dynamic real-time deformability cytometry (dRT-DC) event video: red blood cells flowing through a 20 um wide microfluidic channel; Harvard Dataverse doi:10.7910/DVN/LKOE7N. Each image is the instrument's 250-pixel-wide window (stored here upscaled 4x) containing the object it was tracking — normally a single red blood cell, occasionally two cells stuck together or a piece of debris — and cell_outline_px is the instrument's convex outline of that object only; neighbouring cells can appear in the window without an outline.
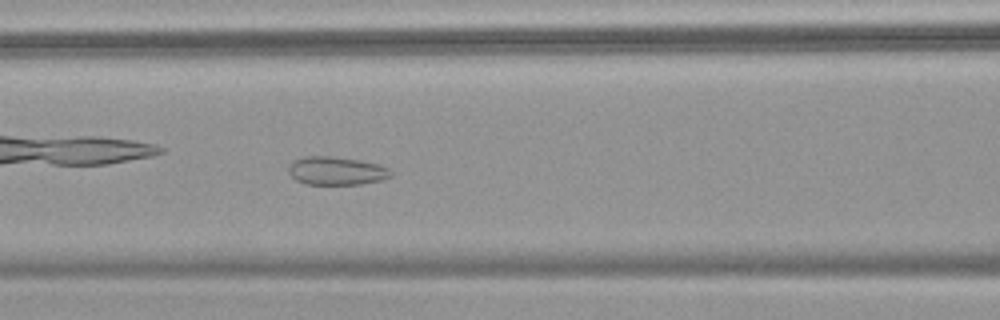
{"species": "common noctule bat (a hibernating species)", "species_latin": "Nyctalus noctula", "temperature_condition": "warm", "stored_images_in_passage": 54, "camera_frame_rate_fps": 3000, "um_per_image_px": 0.085, "animal": {"sex": "female", "body_mass_g": 18.4}, "frame": {"image": 1, "passage_image": 24, "time_ms": 7.667, "image_size_px": [1000, 320], "cell_outline_px": [[392, 176], [380, 180], [360, 184], [304, 184], [296, 180], [288, 172], [288, 168], [292, 160], [304, 156], [332, 156], [360, 160], [380, 164], [388, 168], [392, 172]], "centroid_in_image_um": [28.58, 14.51], "position_along_channel_um": 138.0, "area_um2": 16.99}}
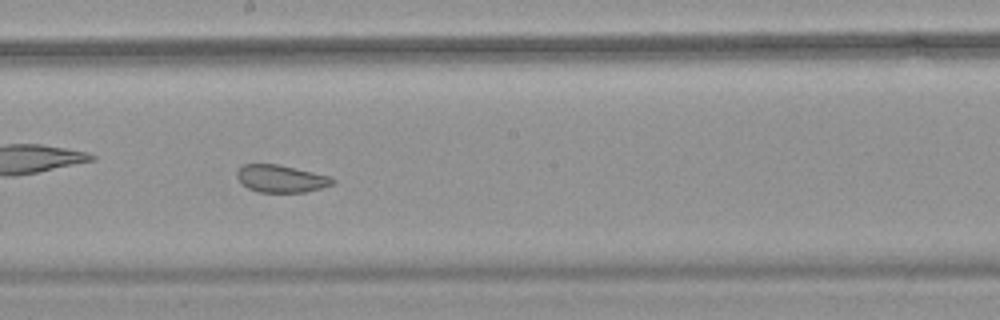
{"frame": {"image": 2, "passage_image": 31, "time_ms": 10.0, "image_size_px": [1000, 320], "cell_outline_px": [[336, 180], [332, 184], [308, 192], [260, 192], [248, 188], [240, 184], [236, 176], [236, 172], [244, 164], [276, 164], [332, 176]], "centroid_in_image_um": [23.88, 15.19], "position_along_channel_um": 224.3, "area_um2": 15.32}}
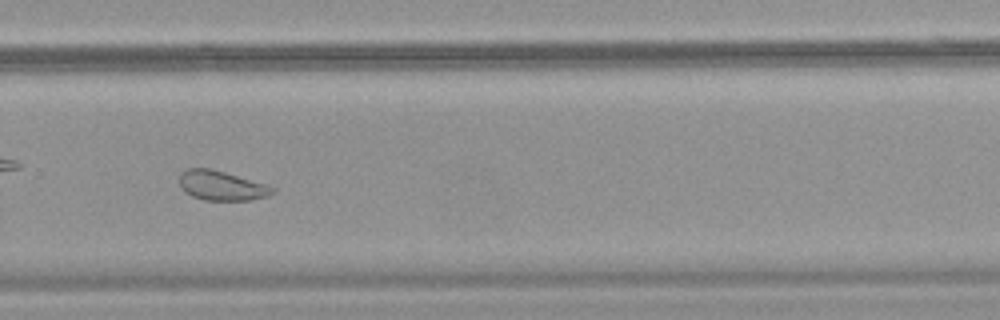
{"frame": {"image": 3, "passage_image": 38, "time_ms": 12.333, "image_size_px": [1000, 320], "cell_outline_px": [[276, 192], [252, 200], [204, 200], [192, 196], [180, 184], [180, 172], [184, 168], [212, 168], [268, 184], [276, 188]], "centroid_in_image_um": [18.87, 15.75], "position_along_channel_um": 310.9, "area_um2": 16.13}, "authors_computed_cell_mechanics": {"area_um2": 21.5594, "velocity_mm_per_s": 3.716, "shape_relaxation_time_tau1_ms": null, "shape_relaxation_time_tau2_ms": 1.2606, "deformation_change_tau1": null, "deformation_change_tau2": 0.0809}}